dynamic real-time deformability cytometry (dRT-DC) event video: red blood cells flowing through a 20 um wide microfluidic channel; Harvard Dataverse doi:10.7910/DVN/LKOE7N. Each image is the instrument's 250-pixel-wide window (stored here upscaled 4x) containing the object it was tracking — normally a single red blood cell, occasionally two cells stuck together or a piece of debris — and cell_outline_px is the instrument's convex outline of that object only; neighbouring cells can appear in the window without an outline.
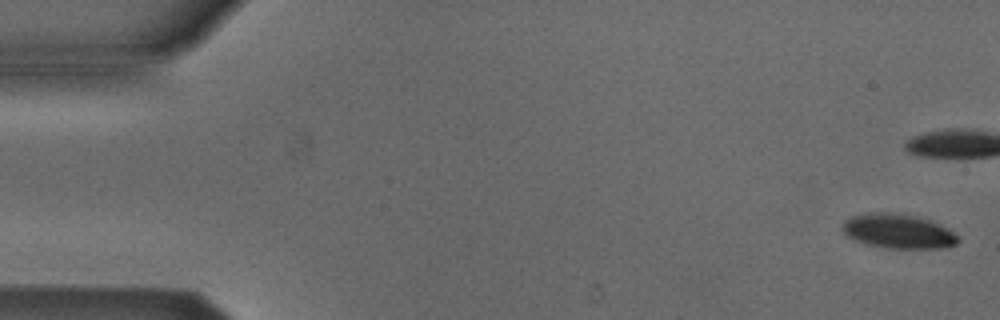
{"species": "Egyptian fruit bat (a non-hibernating species)", "species_latin": "Rousettus aegyptiacus", "temperature_condition": "cold", "stored_images_in_passage": 6, "camera_frame_rate_fps": 3000, "um_per_image_px": 0.085, "animal": {"sex": "male"}, "frame": {"image": 1, "passage_image": 1, "time_ms": 0.0, "image_size_px": [1000, 320], "cell_outline_px": [[960, 240], [956, 244], [948, 248], [888, 248], [868, 244], [856, 240], [848, 236], [840, 228], [844, 220], [852, 216], [868, 212], [892, 212], [912, 216], [928, 220], [940, 224], [948, 228], [960, 236]], "centroid_in_image_um": [76.37, 19.65], "position_along_channel_um": 8.6, "area_um2": 23.29}}